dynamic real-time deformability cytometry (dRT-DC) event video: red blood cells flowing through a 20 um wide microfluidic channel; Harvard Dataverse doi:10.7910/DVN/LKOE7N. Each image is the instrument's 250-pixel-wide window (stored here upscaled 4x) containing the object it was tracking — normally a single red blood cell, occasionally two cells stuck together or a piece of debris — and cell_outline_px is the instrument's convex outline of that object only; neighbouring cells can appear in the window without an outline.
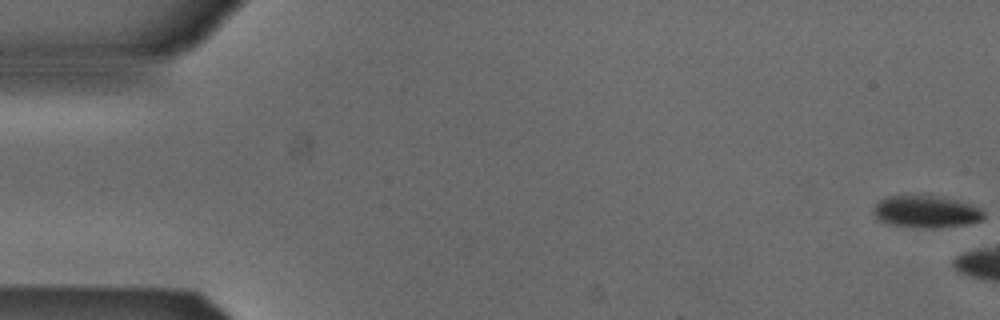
{"species": "Egyptian fruit bat (a non-hibernating species)", "species_latin": "Rousettus aegyptiacus", "temperature_condition": "cold", "stored_images_in_passage": 5, "camera_frame_rate_fps": 3000, "um_per_image_px": 0.085, "animal": {"sex": "male"}, "frame": {"image": 1, "passage_image": 1, "time_ms": 0.0, "image_size_px": [1000, 320], "cell_outline_px": [[984, 216], [980, 220], [968, 224], [936, 228], [920, 228], [892, 224], [876, 220], [872, 212], [872, 208], [884, 196], [904, 192], [920, 192], [944, 196], [972, 204], [980, 208], [984, 212]], "centroid_in_image_um": [78.65, 17.91], "position_along_channel_um": 6.4, "area_um2": 21.96}}